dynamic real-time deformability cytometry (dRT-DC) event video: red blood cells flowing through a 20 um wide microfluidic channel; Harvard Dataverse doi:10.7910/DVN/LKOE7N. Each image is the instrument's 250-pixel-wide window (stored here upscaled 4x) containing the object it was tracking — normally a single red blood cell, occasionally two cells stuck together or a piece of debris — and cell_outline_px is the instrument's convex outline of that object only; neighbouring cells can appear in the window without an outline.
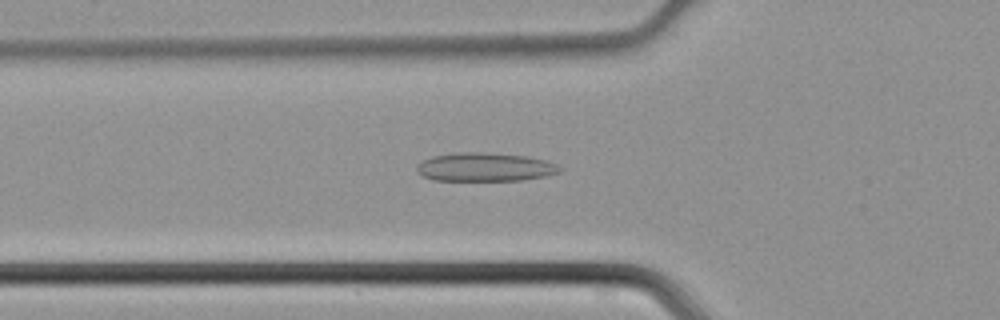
{"species": "common noctule bat (a hibernating species)", "species_latin": "Nyctalus noctula", "temperature_condition": "cold", "stored_images_in_passage": 45, "camera_frame_rate_fps": 3000, "um_per_image_px": 0.085, "animal": {"sex": "male", "body_mass_g": 21.5, "forearm_length_mm": 52.0}, "frame": {"image": 1, "passage_image": 16, "time_ms": 5.0, "image_size_px": [1000, 320], "cell_outline_px": [[564, 168], [560, 172], [544, 176], [520, 180], [432, 180], [416, 172], [416, 164], [432, 156], [460, 152], [484, 152], [524, 156], [548, 160]], "centroid_in_image_um": [41.22, 14.19], "position_along_channel_um": 84.6, "area_um2": 23.81}}
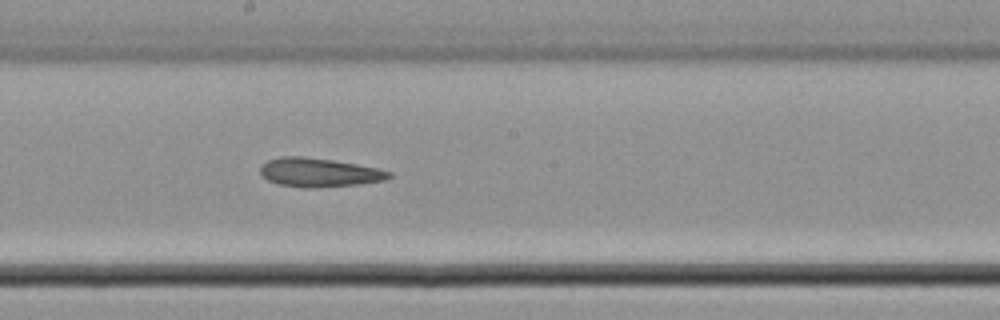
{"frame": {"image": 2, "passage_image": 25, "time_ms": 8.0, "image_size_px": [1000, 320], "cell_outline_px": [[392, 176], [384, 180], [360, 184], [308, 188], [304, 188], [280, 184], [268, 180], [260, 172], [260, 168], [268, 160], [280, 156], [304, 156], [332, 160], [356, 164], [376, 168], [392, 172]], "centroid_in_image_um": [27.13, 14.65], "position_along_channel_um": 221.1, "area_um2": 21.44}}
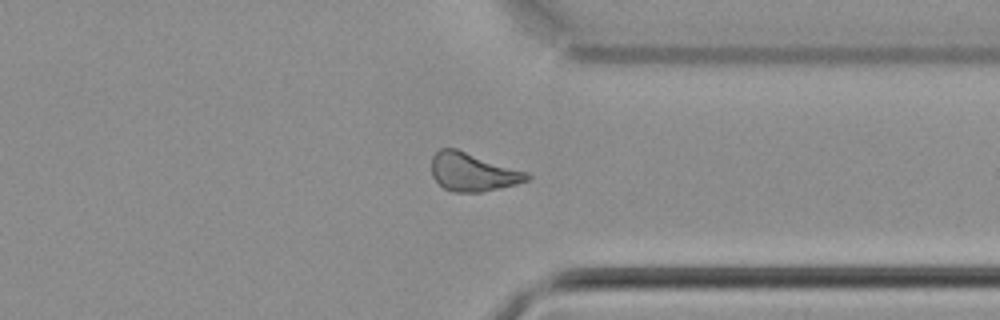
{"frame": {"image": 3, "passage_image": 35, "time_ms": 11.333, "image_size_px": [1000, 320], "cell_outline_px": [[532, 176], [528, 180], [516, 184], [500, 188], [480, 192], [452, 192], [444, 188], [432, 176], [432, 156], [440, 148], [456, 148], [528, 172]], "centroid_in_image_um": [40.19, 14.62], "position_along_channel_um": 371.2, "area_um2": 21.33}}